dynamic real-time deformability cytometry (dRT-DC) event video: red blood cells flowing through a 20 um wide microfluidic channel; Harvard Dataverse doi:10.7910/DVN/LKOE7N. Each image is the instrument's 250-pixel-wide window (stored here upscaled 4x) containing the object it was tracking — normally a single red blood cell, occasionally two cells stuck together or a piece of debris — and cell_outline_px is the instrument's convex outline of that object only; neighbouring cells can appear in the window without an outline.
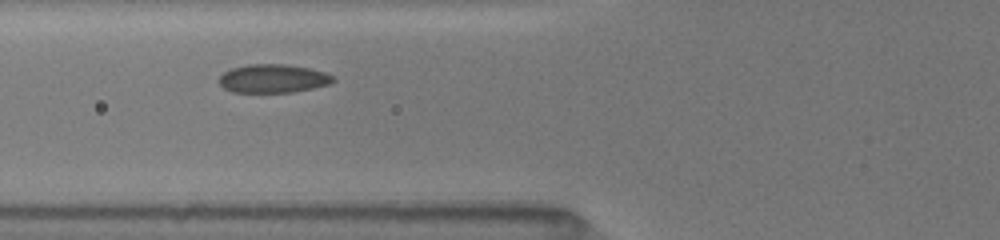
{"species": "common noctule bat (a hibernating species)", "species_latin": "Nyctalus noctula", "temperature_condition": "room temperature", "stored_images_in_passage": 9, "camera_frame_rate_fps": 3000, "um_per_image_px": 0.085, "animal": {"sex": "female", "body_mass_g": 19.5, "forearm_length_mm": 54.1}, "frame": {"image": 1, "passage_image": 4, "time_ms": 2.0, "image_size_px": [1000, 240], "cell_outline_px": [[336, 80], [328, 84], [312, 88], [292, 92], [232, 92], [224, 88], [220, 84], [220, 76], [224, 72], [232, 68], [248, 64], [288, 64], [308, 68], [324, 72], [332, 76]], "centroid_in_image_um": [23.2, 6.67], "position_along_channel_um": 102.6, "area_um2": 18.79}}
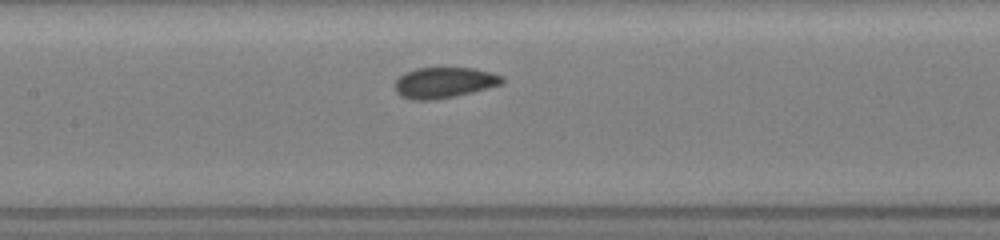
{"frame": {"image": 2, "passage_image": 6, "time_ms": 3.667, "image_size_px": [1000, 240], "cell_outline_px": [[504, 84], [456, 96], [432, 100], [412, 100], [400, 96], [396, 92], [396, 80], [404, 72], [416, 68], [472, 68], [492, 72], [504, 76]], "centroid_in_image_um": [37.78, 7.02], "position_along_channel_um": 169.6, "area_um2": 19.36}}
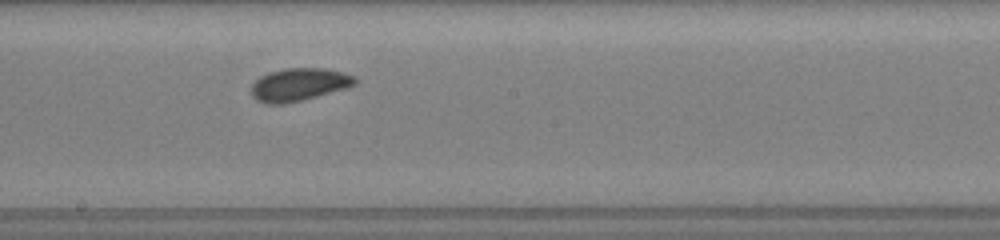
{"frame": {"image": 3, "passage_image": 8, "time_ms": 5.0, "image_size_px": [1000, 240], "cell_outline_px": [[356, 84], [348, 88], [300, 100], [280, 104], [268, 104], [256, 100], [252, 96], [252, 84], [260, 76], [268, 72], [284, 68], [324, 68], [340, 72], [352, 76], [356, 80]], "centroid_in_image_um": [25.38, 7.18], "position_along_channel_um": 222.8, "area_um2": 19.59}}